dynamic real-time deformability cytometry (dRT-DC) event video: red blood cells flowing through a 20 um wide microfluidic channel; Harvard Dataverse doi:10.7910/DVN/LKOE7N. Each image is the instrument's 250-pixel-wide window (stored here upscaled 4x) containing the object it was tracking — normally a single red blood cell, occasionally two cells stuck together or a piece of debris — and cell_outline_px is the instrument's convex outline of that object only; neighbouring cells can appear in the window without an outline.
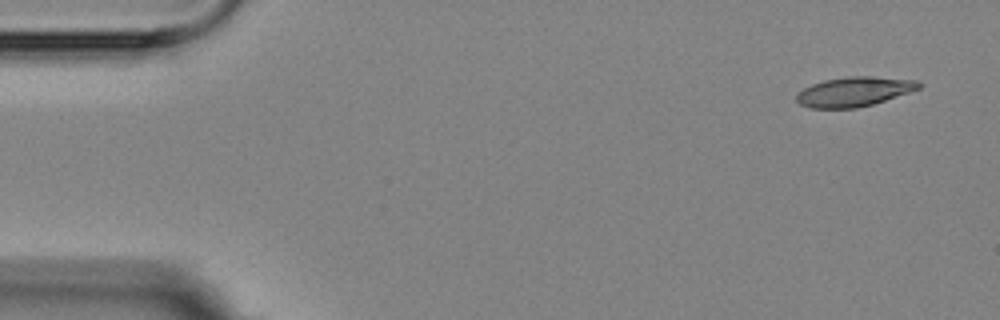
{"species": "Egyptian fruit bat (a non-hibernating species)", "species_latin": "Rousettus aegyptiacus", "temperature_condition": "room temperature", "stored_images_in_passage": 4, "camera_frame_rate_fps": 3000, "um_per_image_px": 0.085, "animal": {"sex": "female"}, "frame": {"image": 1, "passage_image": 1, "time_ms": 0.0, "image_size_px": [1000, 320], "cell_outline_px": [[920, 88], [872, 104], [856, 108], [812, 108], [800, 104], [796, 100], [796, 92], [812, 84], [824, 80], [848, 76], [872, 76], [920, 80]], "centroid_in_image_um": [72.57, 7.78], "position_along_channel_um": 12.4, "area_um2": 20.98}}
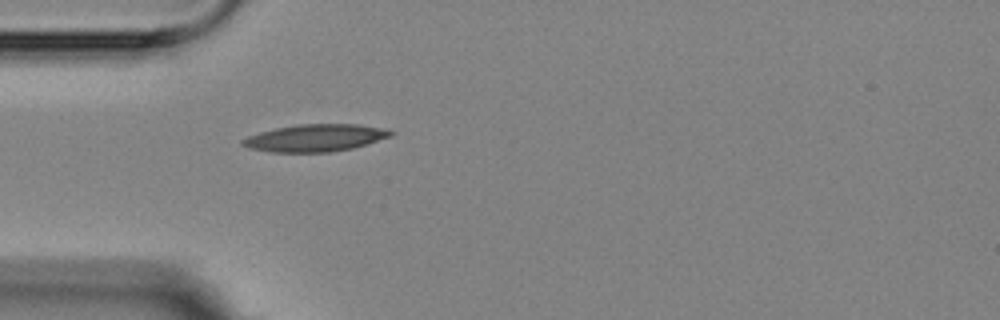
{"frame": {"image": 2, "passage_image": 4, "time_ms": 4.333, "image_size_px": [1000, 320], "cell_outline_px": [[396, 132], [392, 136], [352, 148], [328, 152], [268, 152], [248, 148], [240, 144], [240, 140], [248, 136], [260, 132], [276, 128], [296, 124], [356, 124], [388, 128]], "centroid_in_image_um": [26.8, 11.71], "position_along_channel_um": 58.2, "area_um2": 23.7}}